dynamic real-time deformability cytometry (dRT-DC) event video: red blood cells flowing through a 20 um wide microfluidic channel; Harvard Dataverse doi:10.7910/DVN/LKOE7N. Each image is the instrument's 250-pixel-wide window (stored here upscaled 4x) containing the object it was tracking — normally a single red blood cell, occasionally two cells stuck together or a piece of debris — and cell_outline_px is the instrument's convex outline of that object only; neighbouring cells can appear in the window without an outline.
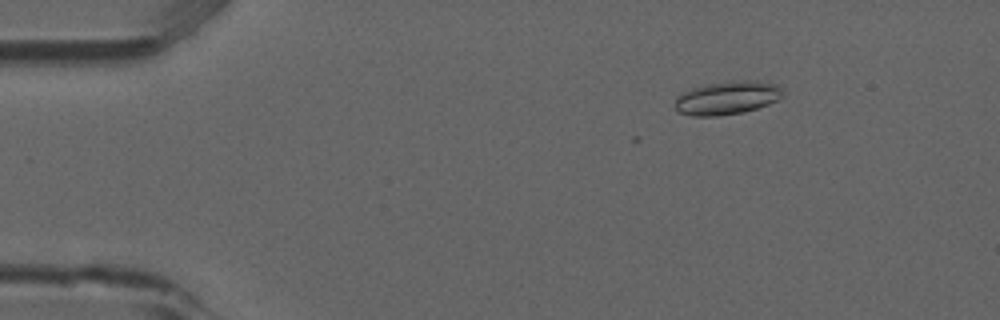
{"species": "common noctule bat (a hibernating species)", "species_latin": "Nyctalus noctula", "temperature_condition": "room temperature", "stored_images_in_passage": 5, "camera_frame_rate_fps": 3000, "um_per_image_px": 0.085, "animal": {"sex": "male", "forearm_length_mm": 52.5}, "frame": {"image": 1, "passage_image": 3, "time_ms": 0.667, "image_size_px": [1000, 320], "cell_outline_px": [[784, 96], [780, 100], [744, 112], [716, 116], [692, 116], [676, 112], [676, 96], [692, 88], [704, 84], [732, 80], [756, 80], [776, 84], [780, 88]], "centroid_in_image_um": [61.81, 8.31], "position_along_channel_um": 23.2, "area_um2": 21.21}}